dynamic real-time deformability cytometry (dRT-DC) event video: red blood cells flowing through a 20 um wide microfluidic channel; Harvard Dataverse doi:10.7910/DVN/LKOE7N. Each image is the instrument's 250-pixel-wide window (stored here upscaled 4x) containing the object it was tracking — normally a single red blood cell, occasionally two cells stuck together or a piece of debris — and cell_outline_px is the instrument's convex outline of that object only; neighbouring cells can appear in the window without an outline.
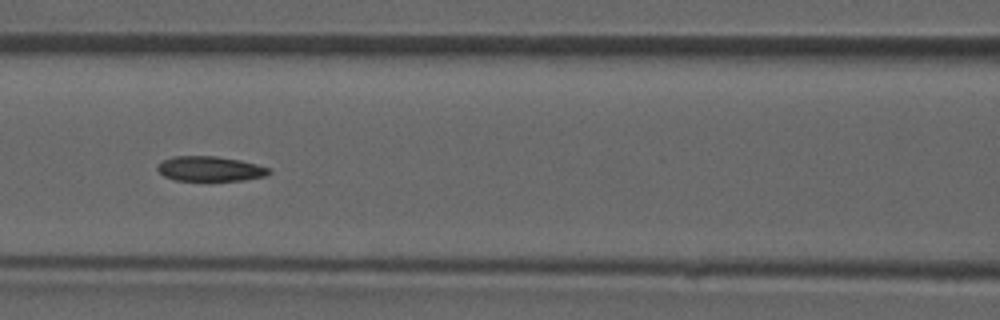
{"species": "common noctule bat (a hibernating species)", "species_latin": "Nyctalus noctula", "temperature_condition": "room temperature", "stored_images_in_passage": 49, "camera_frame_rate_fps": 3000, "um_per_image_px": 0.085, "animal": {"sex": "male", "forearm_length_mm": 52.5}, "frame": {"image": 1, "passage_image": 22, "time_ms": 7.0, "image_size_px": [1000, 320], "cell_outline_px": [[272, 172], [264, 176], [244, 180], [176, 180], [164, 176], [156, 168], [156, 164], [172, 156], [216, 156], [240, 160], [272, 168]], "centroid_in_image_um": [17.86, 14.34], "position_along_channel_um": 148.7, "area_um2": 16.18}}